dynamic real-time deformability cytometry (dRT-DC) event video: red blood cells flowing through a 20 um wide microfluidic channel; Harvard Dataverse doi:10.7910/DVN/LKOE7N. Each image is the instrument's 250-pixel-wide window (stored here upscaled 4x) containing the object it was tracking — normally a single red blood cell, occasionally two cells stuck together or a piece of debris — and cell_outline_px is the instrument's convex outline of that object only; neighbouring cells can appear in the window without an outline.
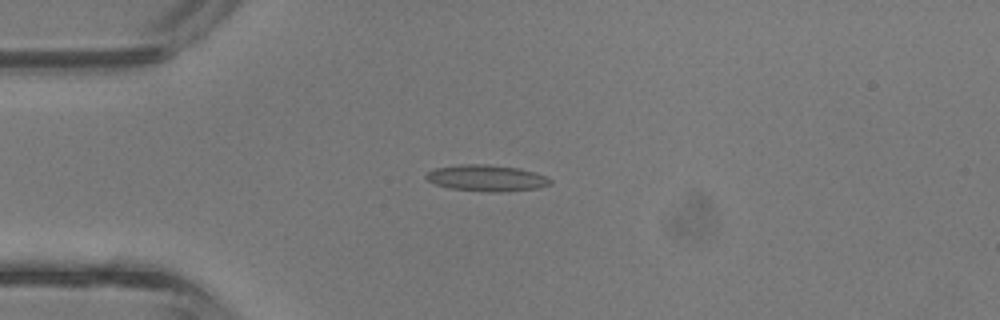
{"species": "common noctule bat (a hibernating species)", "species_latin": "Nyctalus noctula", "temperature_condition": "room temperature", "stored_images_in_passage": 29, "camera_frame_rate_fps": 3000, "um_per_image_px": 0.085, "animal": {"sex": "male", "body_mass_g": 13.3}, "frame": {"image": 1, "passage_image": 1, "time_ms": 0.0, "image_size_px": [1000, 320], "cell_outline_px": [[552, 184], [536, 188], [500, 192], [492, 192], [452, 188], [436, 184], [428, 180], [424, 176], [432, 168], [460, 164], [488, 164], [520, 168], [548, 176], [552, 180]], "centroid_in_image_um": [41.38, 15.12], "position_along_channel_um": 43.6, "area_um2": 19.07}}
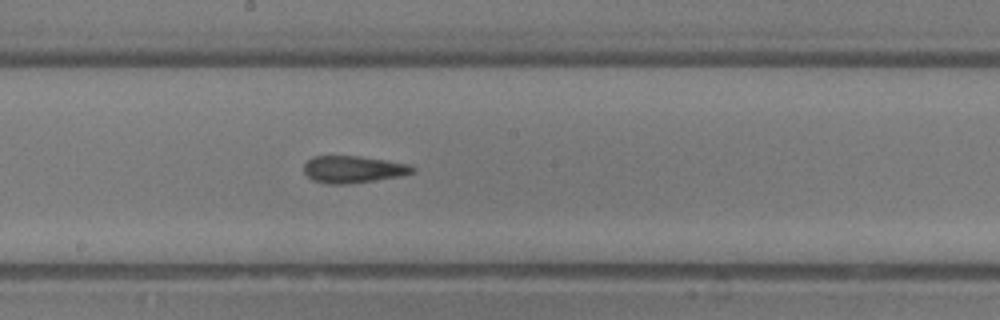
{"frame": {"image": 2, "passage_image": 13, "time_ms": 4.0, "image_size_px": [1000, 320], "cell_outline_px": [[416, 172], [400, 176], [344, 184], [328, 184], [312, 180], [304, 172], [304, 164], [312, 156], [360, 156], [412, 164], [416, 168]], "centroid_in_image_um": [30.05, 14.38], "position_along_channel_um": 218.2, "area_um2": 17.17}}
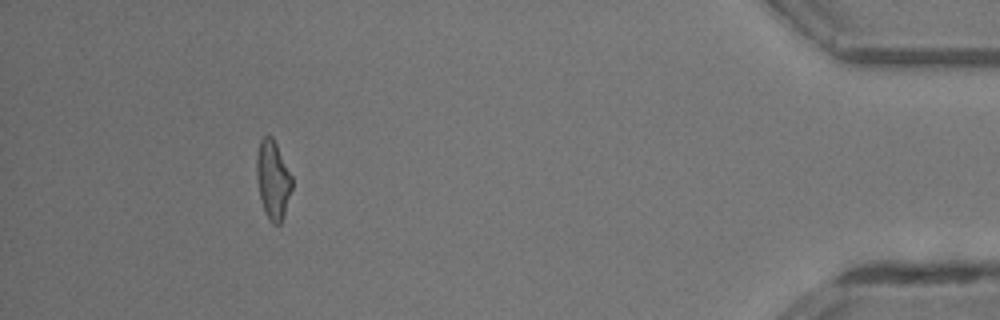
{"frame": {"image": 3, "passage_image": 29, "time_ms": 9.333, "image_size_px": [1000, 320], "cell_outline_px": [[292, 188], [284, 216], [280, 224], [272, 224], [264, 208], [260, 196], [256, 176], [256, 156], [260, 140], [264, 136], [272, 136], [292, 176]], "centroid_in_image_um": [23.2, 15.27], "position_along_channel_um": 412.0, "area_um2": 16.01}, "authors_computed_cell_mechanics": {"area_um2": 16.9932, "velocity_mm_per_s": 4.8459, "shape_relaxation_time_tau1_ms": 10.7389, "shape_relaxation_time_tau2_ms": 1.7234, "deformation_change_tau1": 0.3121, "deformation_change_tau2": 0.1083}}